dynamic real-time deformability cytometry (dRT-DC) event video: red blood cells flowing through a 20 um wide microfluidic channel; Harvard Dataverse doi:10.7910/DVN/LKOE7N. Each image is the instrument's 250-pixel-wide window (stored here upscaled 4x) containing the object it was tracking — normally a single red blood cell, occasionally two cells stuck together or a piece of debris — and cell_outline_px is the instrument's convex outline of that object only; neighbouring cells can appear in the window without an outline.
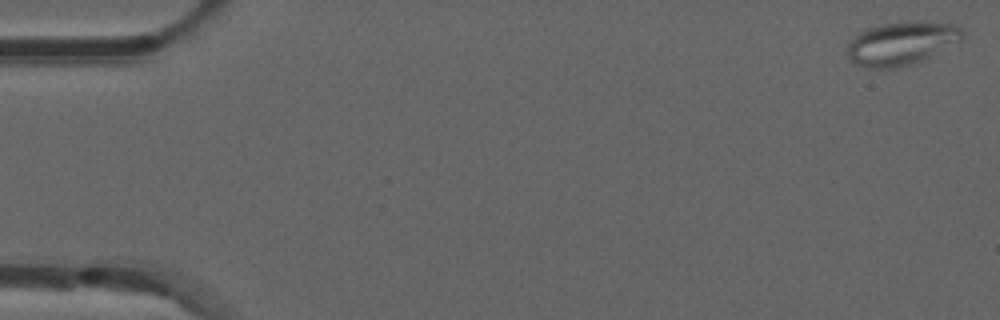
{"species": "common noctule bat (a hibernating species)", "species_latin": "Nyctalus noctula", "temperature_condition": "room temperature", "stored_images_in_passage": 9, "camera_frame_rate_fps": 3000, "um_per_image_px": 0.085, "animal": {"sex": "male", "forearm_length_mm": 52.5}, "frame": {"image": 1, "passage_image": 1, "time_ms": 0.0, "image_size_px": [1000, 320], "cell_outline_px": [[964, 36], [960, 40], [920, 60], [896, 68], [868, 68], [856, 64], [848, 56], [848, 40], [860, 32], [868, 28], [880, 24], [956, 24], [964, 32]], "centroid_in_image_um": [76.54, 3.72], "position_along_channel_um": 8.5, "area_um2": 27.69}}